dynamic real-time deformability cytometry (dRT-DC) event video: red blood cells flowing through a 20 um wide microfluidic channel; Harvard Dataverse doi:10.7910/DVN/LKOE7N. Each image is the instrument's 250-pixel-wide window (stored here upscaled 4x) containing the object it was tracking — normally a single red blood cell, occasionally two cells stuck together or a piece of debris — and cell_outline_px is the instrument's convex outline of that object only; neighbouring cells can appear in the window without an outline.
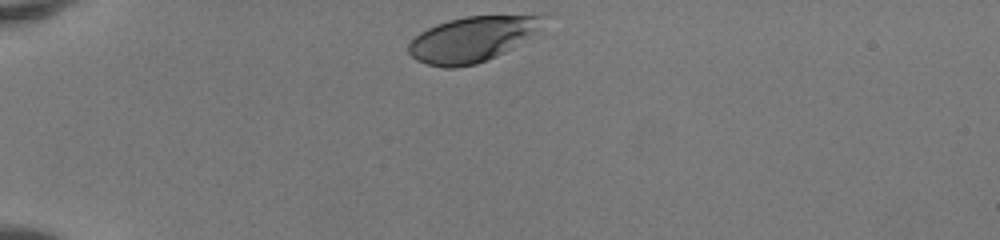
{"species": "human", "species_latin": "Homo sapiens", "temperature_condition": "room temperature", "stored_images_in_passage": 32, "camera_frame_rate_fps": 3000, "um_per_image_px": 0.085, "donor": {"sex": "female"}, "frame": {"image": 1, "passage_image": 1, "time_ms": 0.0, "image_size_px": [1000, 240], "cell_outline_px": [[548, 16], [536, 32], [504, 52], [496, 56], [476, 64], [456, 68], [444, 68], [428, 64], [416, 60], [408, 52], [408, 44], [420, 32], [436, 24], [448, 20], [464, 16], [544, 12]], "centroid_in_image_um": [40.2, 3.27], "position_along_channel_um": 44.8, "area_um2": 36.24}}
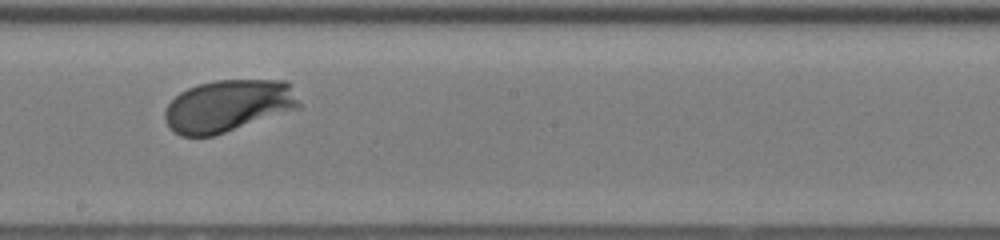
{"frame": {"image": 2, "passage_image": 18, "time_ms": 5.667, "image_size_px": [1000, 240], "cell_outline_px": [[304, 104], [300, 108], [212, 136], [180, 136], [164, 120], [164, 112], [168, 104], [180, 92], [188, 88], [200, 84], [216, 80], [288, 80]], "centroid_in_image_um": [19.46, 8.98], "position_along_channel_um": 228.7, "area_um2": 40.86}}
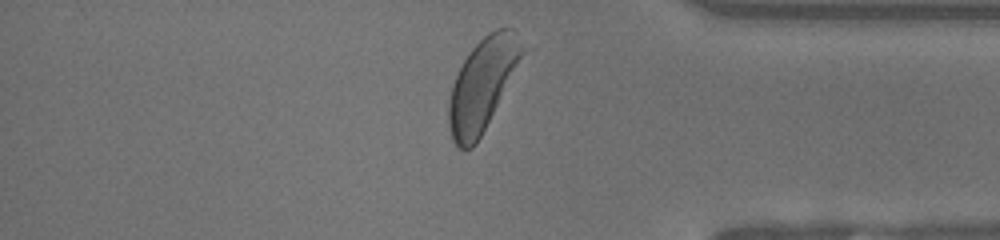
{"frame": {"image": 3, "passage_image": 31, "time_ms": 10.0, "image_size_px": [1000, 240], "cell_outline_px": [[528, 52], [476, 144], [472, 148], [464, 152], [456, 148], [452, 140], [448, 128], [448, 104], [452, 84], [464, 60], [472, 48], [488, 32], [496, 28], [512, 28], [516, 32]], "centroid_in_image_um": [41.04, 7.2], "position_along_channel_um": 394.2, "area_um2": 40.23}, "authors_computed_cell_mechanics": {"area_um2": 39.1595, "velocity_mm_per_s": 4.0736, "shape_relaxation_time_tau1_ms": 1.1987, "shape_relaxation_time_tau2_ms": null, "deformation_change_tau1": 0.0977, "deformation_change_tau2": null}}